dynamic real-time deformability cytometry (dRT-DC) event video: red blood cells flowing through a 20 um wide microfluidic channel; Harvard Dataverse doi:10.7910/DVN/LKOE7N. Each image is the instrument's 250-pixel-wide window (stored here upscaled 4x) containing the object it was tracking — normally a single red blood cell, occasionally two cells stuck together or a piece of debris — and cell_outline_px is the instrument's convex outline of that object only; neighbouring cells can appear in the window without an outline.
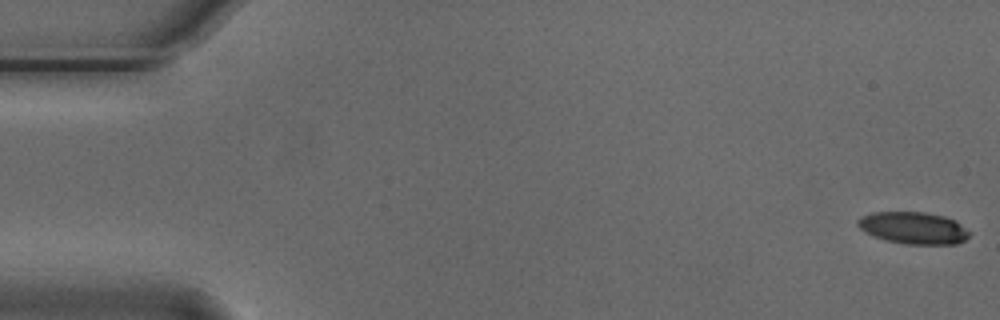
{"species": "Egyptian fruit bat (a non-hibernating species)", "species_latin": "Rousettus aegyptiacus", "temperature_condition": "cold", "stored_images_in_passage": 17, "camera_frame_rate_fps": 3000, "um_per_image_px": 0.085, "animal": {"sex": "male"}, "frame": {"image": 1, "passage_image": 1, "time_ms": 0.0, "image_size_px": [1000, 320], "cell_outline_px": [[968, 236], [964, 240], [956, 244], [904, 244], [884, 240], [860, 228], [856, 224], [856, 220], [860, 216], [872, 212], [924, 212], [944, 216], [956, 220], [968, 232]], "centroid_in_image_um": [77.61, 19.36], "position_along_channel_um": 7.4, "area_um2": 20.69}}
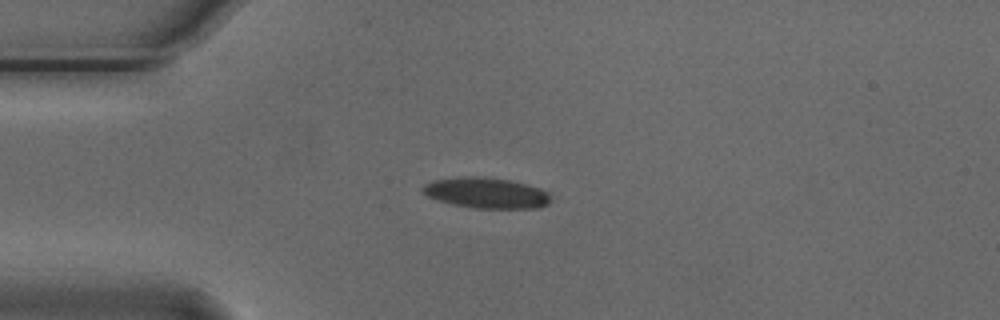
{"frame": {"image": 2, "passage_image": 14, "time_ms": 4.333, "image_size_px": [1000, 320], "cell_outline_px": [[548, 204], [540, 208], [476, 208], [452, 204], [436, 200], [420, 192], [420, 188], [424, 184], [432, 180], [460, 176], [484, 176], [512, 180], [540, 188], [548, 192]], "centroid_in_image_um": [41.27, 16.38], "position_along_channel_um": 43.7, "area_um2": 23.18}}